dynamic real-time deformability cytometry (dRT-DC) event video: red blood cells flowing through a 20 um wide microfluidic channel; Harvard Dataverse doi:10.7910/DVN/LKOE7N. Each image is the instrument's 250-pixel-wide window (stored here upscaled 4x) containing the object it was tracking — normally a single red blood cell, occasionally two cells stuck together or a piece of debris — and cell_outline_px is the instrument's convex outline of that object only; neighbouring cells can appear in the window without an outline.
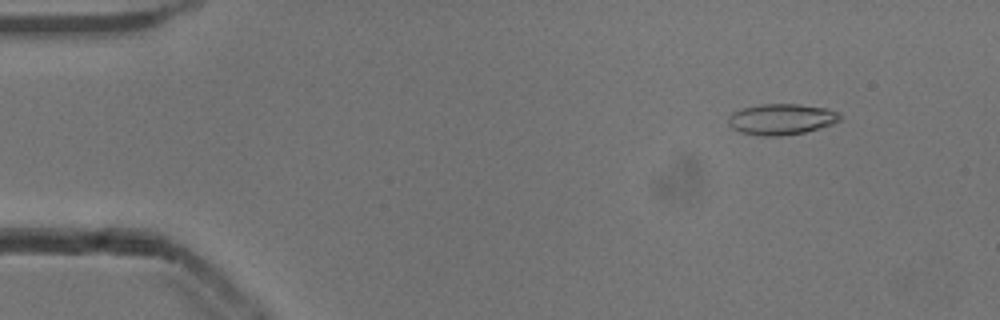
{"species": "common noctule bat (a hibernating species)", "species_latin": "Nyctalus noctula", "temperature_condition": "cold", "stored_images_in_passage": 53, "camera_frame_rate_fps": 3000, "um_per_image_px": 0.085, "animal": {"sex": "male", "body_mass_g": 13.3}, "frame": {"image": 1, "passage_image": 6, "time_ms": 1.667, "image_size_px": [1000, 320], "cell_outline_px": [[840, 120], [832, 124], [820, 128], [804, 132], [780, 136], [760, 136], [740, 132], [732, 128], [728, 124], [728, 116], [732, 112], [744, 108], [760, 104], [796, 104], [824, 108], [836, 112], [840, 116]], "centroid_in_image_um": [66.37, 10.14], "position_along_channel_um": 18.6, "area_um2": 20.0}}
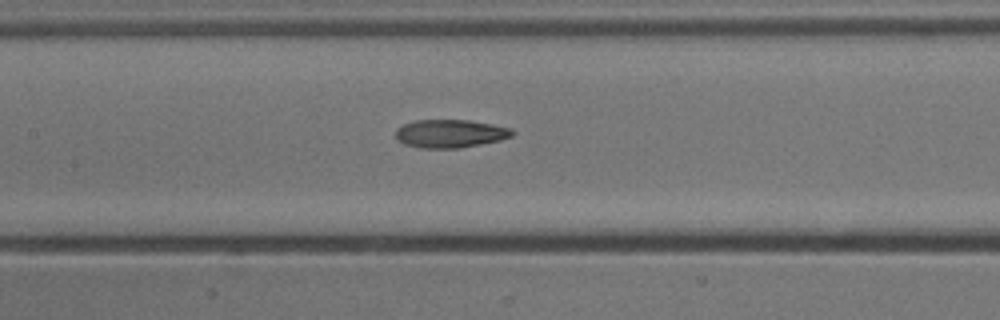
{"frame": {"image": 2, "passage_image": 25, "time_ms": 8.0, "image_size_px": [1000, 320], "cell_outline_px": [[516, 132], [512, 136], [500, 140], [460, 148], [420, 148], [404, 144], [396, 136], [396, 128], [404, 124], [416, 120], [468, 120], [492, 124], [512, 128]], "centroid_in_image_um": [38.29, 11.35], "position_along_channel_um": 169.1, "area_um2": 19.13}}
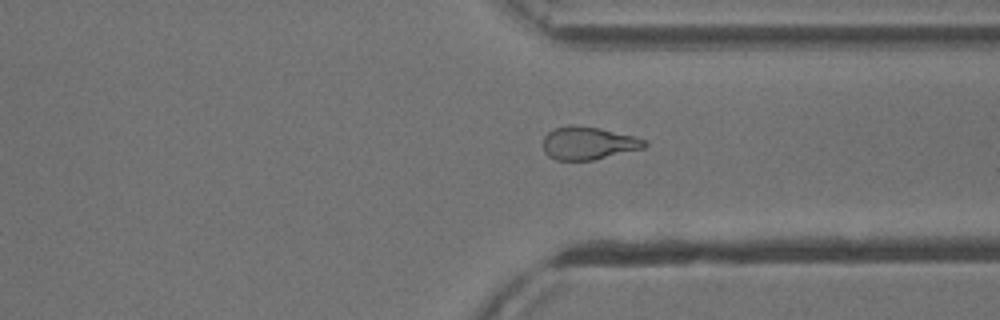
{"frame": {"image": 3, "passage_image": 40, "time_ms": 13.0, "image_size_px": [1000, 320], "cell_outline_px": [[648, 144], [644, 148], [592, 160], [556, 160], [548, 156], [544, 152], [544, 136], [548, 132], [556, 128], [572, 124], [576, 124], [600, 128], [648, 140]], "centroid_in_image_um": [50.0, 12.16], "position_along_channel_um": 361.4, "area_um2": 19.42}, "authors_computed_cell_mechanics": {"area_um2": 19.5942, "velocity_mm_per_s": 3.8616, "shape_relaxation_time_tau1_ms": 8.0468, "shape_relaxation_time_tau2_ms": 2.2054, "deformation_change_tau1": 0.2224, "deformation_change_tau2": 0.0941}}